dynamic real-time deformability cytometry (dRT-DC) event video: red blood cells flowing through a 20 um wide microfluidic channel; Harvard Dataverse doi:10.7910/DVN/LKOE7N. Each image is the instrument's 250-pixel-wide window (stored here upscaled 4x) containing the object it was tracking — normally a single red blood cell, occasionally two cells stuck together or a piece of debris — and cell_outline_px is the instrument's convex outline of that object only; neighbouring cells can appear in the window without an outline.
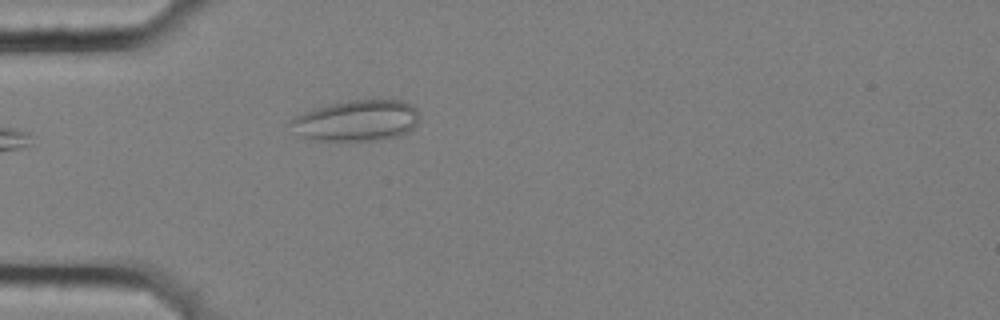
{"species": "common noctule bat (a hibernating species)", "species_latin": "Nyctalus noctula", "temperature_condition": "cold", "stored_images_in_passage": 3, "camera_frame_rate_fps": 3000, "um_per_image_px": 0.085, "animal": {"sex": "female", "body_mass_g": 25.1}, "frame": {"image": 1, "passage_image": 3, "time_ms": 0.667, "image_size_px": [1000, 320], "cell_outline_px": [[420, 120], [408, 132], [400, 136], [368, 140], [316, 140], [300, 136], [288, 124], [296, 116], [304, 112], [328, 104], [348, 100], [400, 100], [412, 104], [416, 108], [420, 116]], "centroid_in_image_um": [30.34, 10.24], "position_along_channel_um": 54.7, "area_um2": 30.69}}